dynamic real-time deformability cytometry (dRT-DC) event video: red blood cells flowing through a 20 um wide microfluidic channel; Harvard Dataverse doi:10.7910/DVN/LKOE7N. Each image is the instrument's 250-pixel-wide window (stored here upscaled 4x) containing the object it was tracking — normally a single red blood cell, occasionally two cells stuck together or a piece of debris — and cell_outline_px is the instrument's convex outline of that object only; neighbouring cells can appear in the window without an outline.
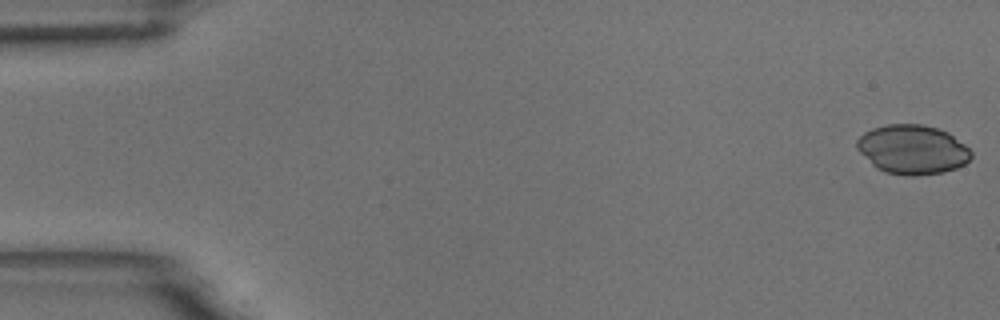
{"species": "common noctule bat (a hibernating species)", "species_latin": "Nyctalus noctula", "temperature_condition": "room temperature", "stored_images_in_passage": 55, "camera_frame_rate_fps": 3000, "um_per_image_px": 0.085, "animal": {"sex": "male", "body_mass_g": 18.8}, "frame": {"image": 1, "passage_image": 1, "time_ms": 0.0, "image_size_px": [1000, 320], "cell_outline_px": [[972, 156], [964, 164], [956, 168], [944, 172], [916, 176], [912, 176], [884, 172], [876, 168], [856, 148], [856, 140], [864, 132], [872, 128], [888, 124], [924, 124], [948, 132], [964, 144], [972, 152]], "centroid_in_image_um": [77.55, 12.71], "position_along_channel_um": 7.5, "area_um2": 32.83}}